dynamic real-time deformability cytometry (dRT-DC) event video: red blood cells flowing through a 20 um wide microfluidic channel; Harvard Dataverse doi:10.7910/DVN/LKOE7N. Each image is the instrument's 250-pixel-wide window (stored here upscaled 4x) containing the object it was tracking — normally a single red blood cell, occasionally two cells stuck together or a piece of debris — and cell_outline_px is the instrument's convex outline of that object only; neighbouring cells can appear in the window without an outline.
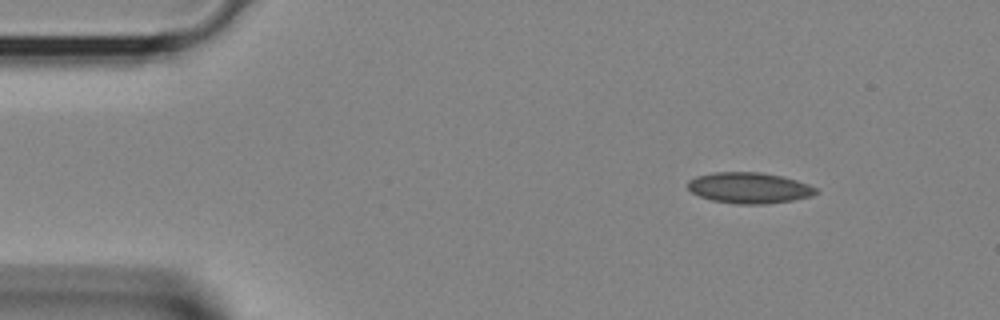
{"species": "Egyptian fruit bat (a non-hibernating species)", "species_latin": "Rousettus aegyptiacus", "temperature_condition": "room temperature", "stored_images_in_passage": 35, "camera_frame_rate_fps": 3000, "um_per_image_px": 0.085, "animal": {"sex": "female"}, "frame": {"image": 1, "passage_image": 1, "time_ms": 0.0, "image_size_px": [1000, 320], "cell_outline_px": [[816, 192], [812, 196], [792, 200], [764, 204], [736, 204], [712, 200], [700, 196], [692, 192], [688, 188], [688, 180], [696, 176], [716, 172], [760, 172], [780, 176], [796, 180], [808, 184], [816, 188]], "centroid_in_image_um": [63.66, 15.97], "position_along_channel_um": 21.3, "area_um2": 22.89}}
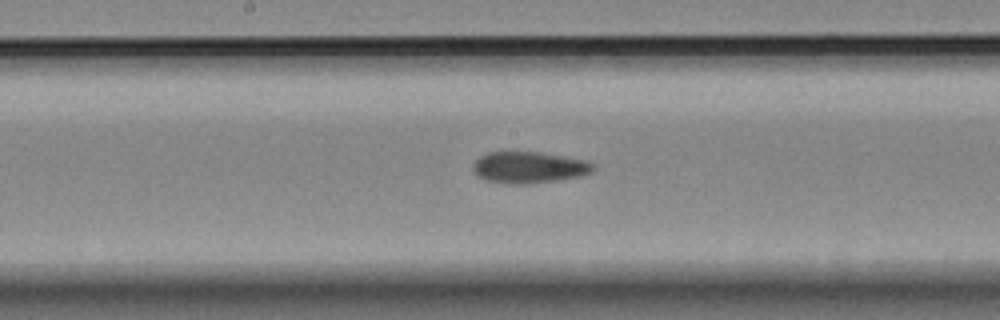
{"frame": {"image": 2, "passage_image": 16, "time_ms": 5.0, "image_size_px": [1000, 320], "cell_outline_px": [[596, 168], [592, 172], [580, 176], [560, 180], [524, 184], [504, 184], [484, 180], [476, 176], [472, 172], [472, 164], [480, 156], [488, 152], [540, 152], [584, 160], [592, 164]], "centroid_in_image_um": [44.9, 14.24], "position_along_channel_um": 203.3, "area_um2": 22.25}}
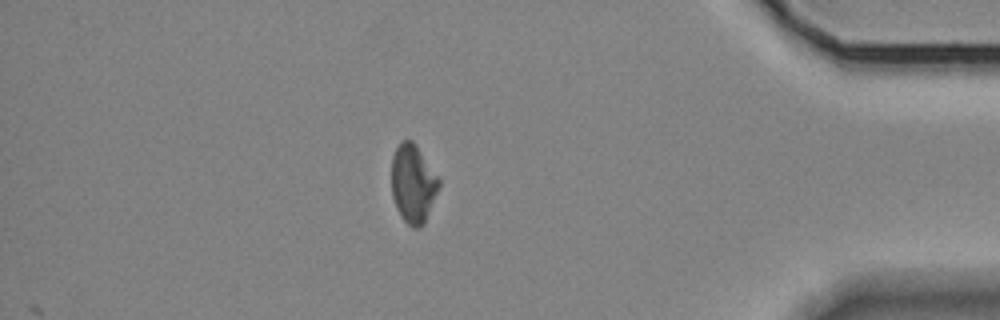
{"frame": {"image": 3, "passage_image": 30, "time_ms": 9.667, "image_size_px": [1000, 320], "cell_outline_px": [[440, 188], [424, 224], [420, 228], [412, 228], [400, 216], [392, 196], [392, 156], [400, 140], [412, 140], [416, 144], [440, 176]], "centroid_in_image_um": [35.14, 15.6], "position_along_channel_um": 400.1, "area_um2": 22.14}}